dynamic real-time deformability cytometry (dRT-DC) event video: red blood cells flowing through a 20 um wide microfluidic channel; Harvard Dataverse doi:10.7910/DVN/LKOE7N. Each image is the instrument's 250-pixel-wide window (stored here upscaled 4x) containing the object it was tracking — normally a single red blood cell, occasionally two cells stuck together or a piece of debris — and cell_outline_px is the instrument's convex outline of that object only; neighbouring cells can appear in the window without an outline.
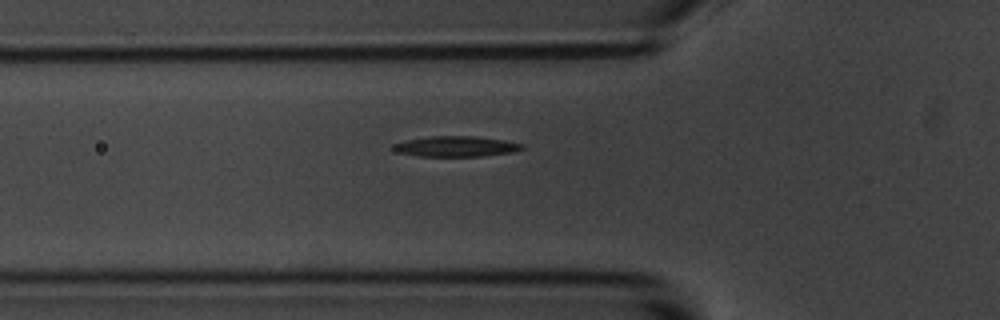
{"species": "common noctule bat (a hibernating species)", "species_latin": "Nyctalus noctula", "temperature_condition": "room temperature", "stored_images_in_passage": 43, "camera_frame_rate_fps": 3000, "um_per_image_px": 0.085, "animal": {"sex": "male", "body_mass_g": 20.1, "forearm_length_mm": 53.5}, "frame": {"image": 1, "passage_image": 12, "time_ms": 3.667, "image_size_px": [1000, 320], "cell_outline_px": [[524, 148], [512, 152], [484, 156], [420, 156], [400, 152], [392, 148], [392, 144], [408, 140], [432, 136], [476, 136], [504, 140], [524, 144]], "centroid_in_image_um": [38.81, 12.44], "position_along_channel_um": 87.0, "area_um2": 15.2}}
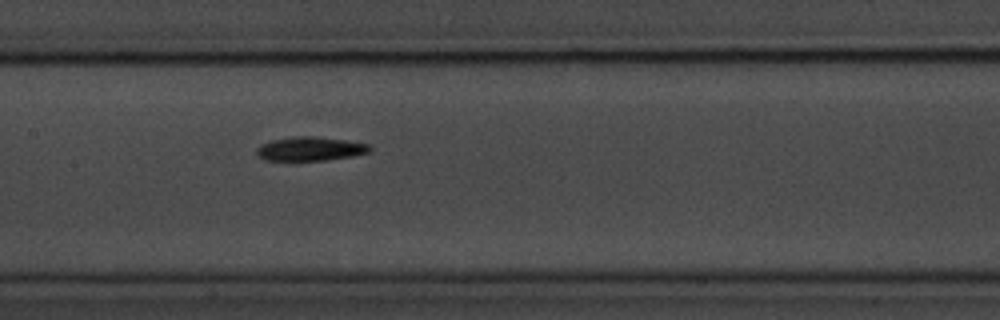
{"frame": {"image": 2, "passage_image": 20, "time_ms": 6.333, "image_size_px": [1000, 320], "cell_outline_px": [[372, 148], [368, 152], [352, 156], [324, 160], [264, 160], [256, 156], [256, 148], [260, 144], [272, 140], [292, 136], [312, 136], [344, 140], [368, 144]], "centroid_in_image_um": [26.3, 12.65], "position_along_channel_um": 181.1, "area_um2": 15.72}}
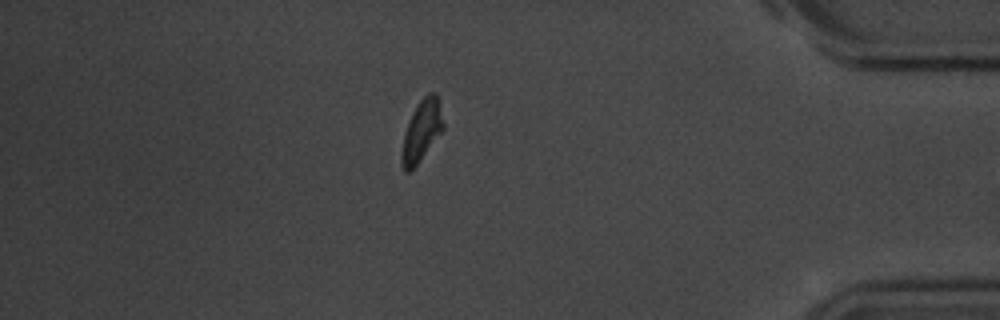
{"frame": {"image": 3, "passage_image": 42, "time_ms": 13.667, "image_size_px": [1000, 320], "cell_outline_px": [[444, 128], [416, 164], [408, 172], [404, 172], [400, 164], [400, 156], [404, 136], [412, 112], [420, 100], [428, 92], [436, 92], [444, 124]], "centroid_in_image_um": [35.82, 11.11], "position_along_channel_um": 399.4, "area_um2": 14.45}}